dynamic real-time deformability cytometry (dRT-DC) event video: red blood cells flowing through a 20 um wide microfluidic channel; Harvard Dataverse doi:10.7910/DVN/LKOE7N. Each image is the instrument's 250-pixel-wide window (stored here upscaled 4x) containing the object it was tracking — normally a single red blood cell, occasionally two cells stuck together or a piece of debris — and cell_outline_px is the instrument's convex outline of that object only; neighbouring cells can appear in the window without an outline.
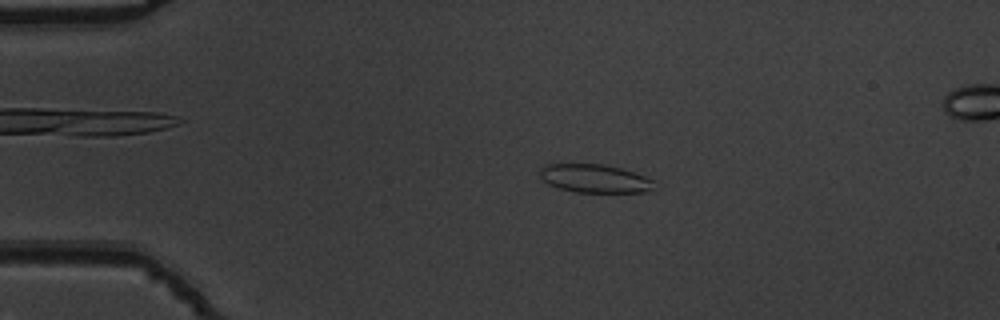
{"species": "common noctule bat (a hibernating species)", "species_latin": "Nyctalus noctula", "temperature_condition": "warm", "stored_images_in_passage": 52, "camera_frame_rate_fps": 3000, "um_per_image_px": 0.085, "animal": {"sex": "male", "body_mass_g": 19.5, "forearm_length_mm": 54.6}, "frame": {"image": 1, "passage_image": 10, "time_ms": 3.0, "image_size_px": [1000, 320], "cell_outline_px": [[656, 180], [652, 188], [648, 192], [576, 192], [560, 188], [548, 184], [540, 180], [540, 168], [548, 164], [604, 164], [620, 168]], "centroid_in_image_um": [50.54, 15.17], "position_along_channel_um": 34.5, "area_um2": 18.9}}
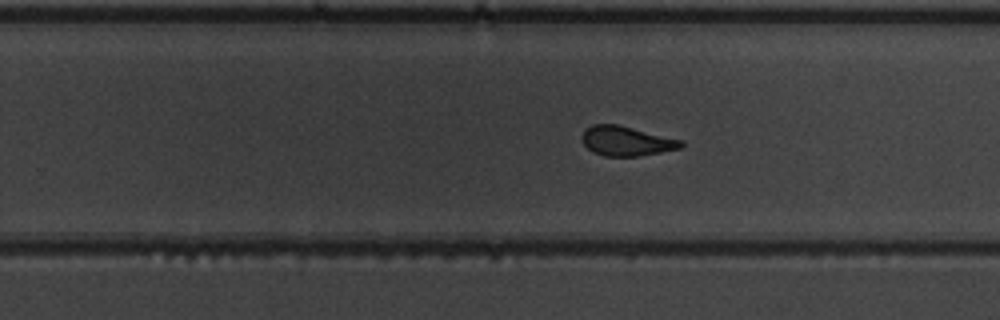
{"frame": {"image": 2, "passage_image": 33, "time_ms": 10.667, "image_size_px": [1000, 320], "cell_outline_px": [[684, 144], [680, 148], [640, 156], [604, 156], [592, 152], [580, 140], [580, 136], [584, 128], [592, 124], [616, 124], [684, 140]], "centroid_in_image_um": [53.2, 11.98], "position_along_channel_um": 276.6, "area_um2": 17.28}}
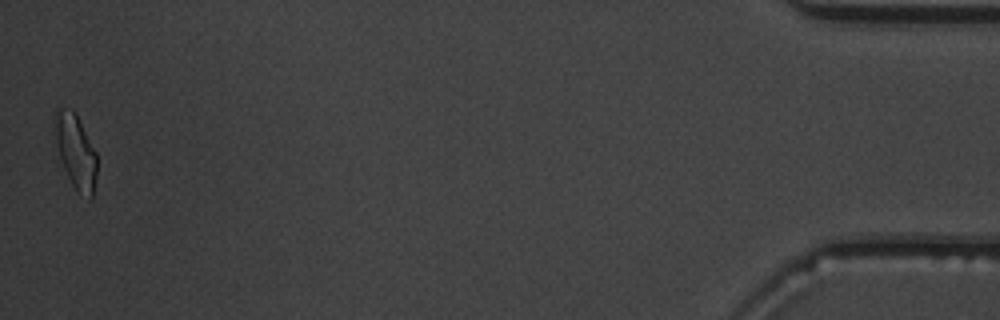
{"frame": {"image": 3, "passage_image": 52, "time_ms": 17.0, "image_size_px": [1000, 320], "cell_outline_px": [[96, 176], [92, 196], [88, 200], [76, 192], [64, 168], [60, 156], [56, 140], [56, 112], [60, 108], [76, 112], [96, 152]], "centroid_in_image_um": [6.48, 12.94], "position_along_channel_um": 428.7, "area_um2": 17.69}, "authors_computed_cell_mechanics": {"area_um2": 17.8891, "velocity_mm_per_s": 3.7845, "shape_relaxation_time_tau1_ms": null, "shape_relaxation_time_tau2_ms": 1.2726, "deformation_change_tau1": null, "deformation_change_tau2": 0.0885}}